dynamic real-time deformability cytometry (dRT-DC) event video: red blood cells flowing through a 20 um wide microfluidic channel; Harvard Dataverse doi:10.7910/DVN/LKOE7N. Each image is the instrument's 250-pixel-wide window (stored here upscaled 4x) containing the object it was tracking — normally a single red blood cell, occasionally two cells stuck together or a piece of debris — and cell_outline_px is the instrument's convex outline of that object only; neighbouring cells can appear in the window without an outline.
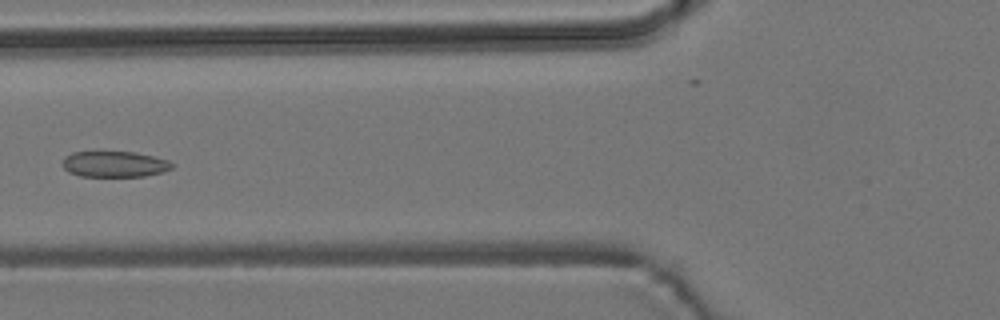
{"species": "common noctule bat (a hibernating species)", "species_latin": "Nyctalus noctula", "temperature_condition": "room temperature", "stored_images_in_passage": 5, "camera_frame_rate_fps": 3000, "um_per_image_px": 0.085, "animal": {"sex": "male", "body_mass_g": 19.2, "forearm_length_mm": 51.8}, "frame": {"image": 1, "passage_image": 5, "time_ms": 4.667, "image_size_px": [1000, 320], "cell_outline_px": [[172, 168], [164, 172], [144, 176], [80, 176], [68, 172], [64, 168], [64, 156], [72, 152], [136, 152], [168, 160], [172, 164]], "centroid_in_image_um": [9.73, 13.95], "position_along_channel_um": 116.1, "area_um2": 16.42}}